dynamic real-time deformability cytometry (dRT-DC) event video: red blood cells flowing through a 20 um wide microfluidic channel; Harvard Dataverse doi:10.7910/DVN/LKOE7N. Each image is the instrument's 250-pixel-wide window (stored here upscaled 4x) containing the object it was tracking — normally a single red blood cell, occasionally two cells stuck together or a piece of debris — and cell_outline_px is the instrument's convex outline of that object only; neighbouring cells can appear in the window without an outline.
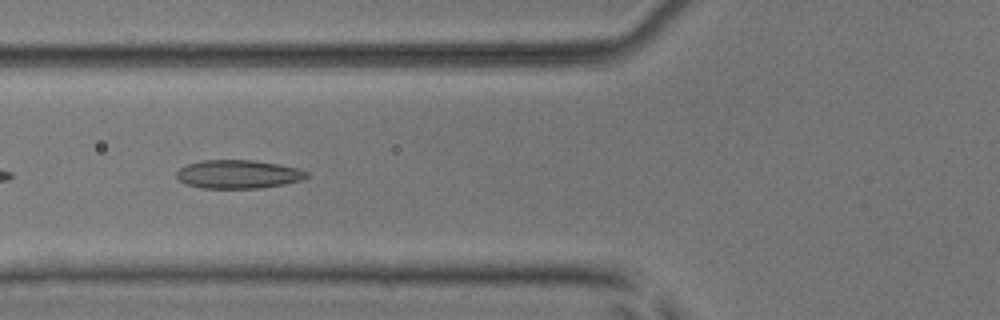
{"species": "common noctule bat (a hibernating species)", "species_latin": "Nyctalus noctula", "temperature_condition": "room temperature", "stored_images_in_passage": 31, "camera_frame_rate_fps": 3000, "um_per_image_px": 0.085, "animal": {"sex": "male", "body_mass_g": 17.9, "forearm_length_mm": 54.2}, "frame": {"image": 1, "passage_image": 5, "time_ms": 1.333, "image_size_px": [1000, 320], "cell_outline_px": [[308, 176], [304, 180], [284, 184], [260, 188], [200, 188], [184, 184], [176, 176], [176, 172], [180, 168], [188, 164], [204, 160], [252, 160], [280, 164], [300, 168], [308, 172]], "centroid_in_image_um": [20.28, 14.81], "position_along_channel_um": 105.5, "area_um2": 21.79}, "authors_computed_cell_mechanics": {"area_um2": 20.4612, "velocity_mm_per_s": 3.9946, "shape_relaxation_time_tau1_ms": null, "shape_relaxation_time_tau2_ms": 2.0849, "deformation_change_tau1": null, "deformation_change_tau2": 0.1062}}